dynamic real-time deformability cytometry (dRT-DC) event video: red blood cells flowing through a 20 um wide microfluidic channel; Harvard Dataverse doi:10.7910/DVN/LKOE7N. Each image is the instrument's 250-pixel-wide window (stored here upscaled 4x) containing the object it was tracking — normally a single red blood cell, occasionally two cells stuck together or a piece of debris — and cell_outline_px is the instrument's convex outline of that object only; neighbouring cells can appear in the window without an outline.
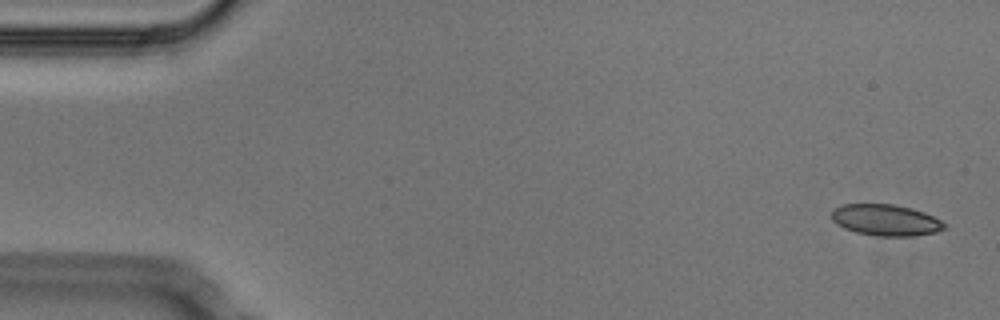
{"species": "Egyptian fruit bat (a non-hibernating species)", "species_latin": "Rousettus aegyptiacus", "temperature_condition": "cold", "stored_images_in_passage": 4, "camera_frame_rate_fps": 3000, "um_per_image_px": 0.085, "animal": {"sex": "male"}, "frame": {"image": 1, "passage_image": 1, "time_ms": 0.0, "image_size_px": [1000, 320], "cell_outline_px": [[948, 224], [944, 228], [936, 232], [912, 236], [880, 236], [856, 232], [844, 228], [836, 224], [832, 220], [832, 212], [836, 208], [844, 204], [896, 204], [912, 208], [924, 212]], "centroid_in_image_um": [75.3, 18.7], "position_along_channel_um": 9.7, "area_um2": 20.52}}
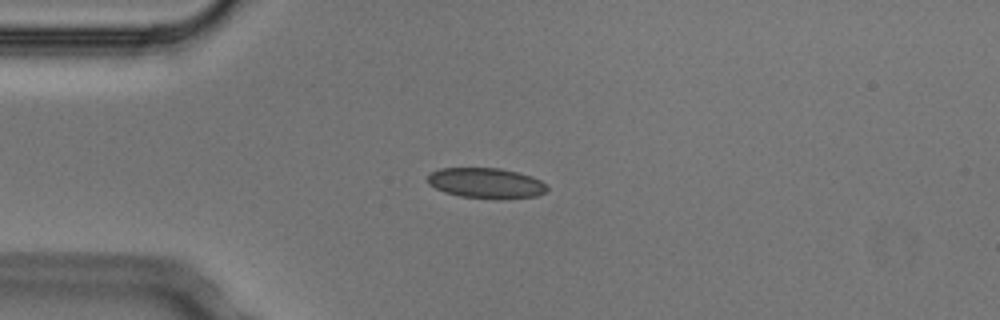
{"frame": {"image": 2, "passage_image": 4, "time_ms": 1.0, "image_size_px": [1000, 320], "cell_outline_px": [[548, 188], [544, 192], [536, 196], [500, 200], [460, 196], [444, 192], [428, 184], [428, 176], [432, 172], [440, 168], [500, 168], [532, 176], [540, 180]], "centroid_in_image_um": [41.32, 15.57], "position_along_channel_um": 43.7, "area_um2": 21.21}}